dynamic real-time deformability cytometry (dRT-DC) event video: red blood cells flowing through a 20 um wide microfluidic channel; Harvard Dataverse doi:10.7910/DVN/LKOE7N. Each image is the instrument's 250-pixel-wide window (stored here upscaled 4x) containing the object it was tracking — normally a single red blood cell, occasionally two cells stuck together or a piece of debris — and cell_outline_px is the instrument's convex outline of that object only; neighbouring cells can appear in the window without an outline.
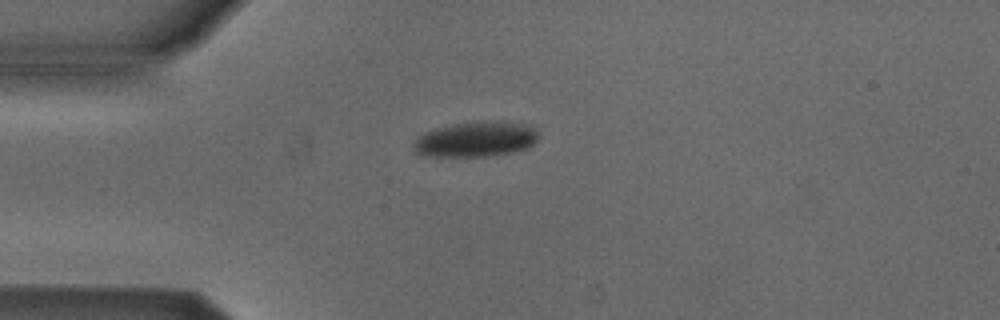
{"species": "Egyptian fruit bat (a non-hibernating species)", "species_latin": "Rousettus aegyptiacus", "temperature_condition": "cold", "stored_images_in_passage": 3, "camera_frame_rate_fps": 3000, "um_per_image_px": 0.085, "animal": {"sex": "male"}, "frame": {"image": 1, "passage_image": 1, "time_ms": 0.0, "image_size_px": [1000, 320], "cell_outline_px": [[540, 136], [528, 148], [512, 152], [488, 156], [424, 156], [416, 152], [412, 148], [412, 144], [420, 136], [436, 128], [452, 124], [480, 120], [524, 124], [532, 128]], "centroid_in_image_um": [40.43, 11.84], "position_along_channel_um": 44.6, "area_um2": 25.43}}
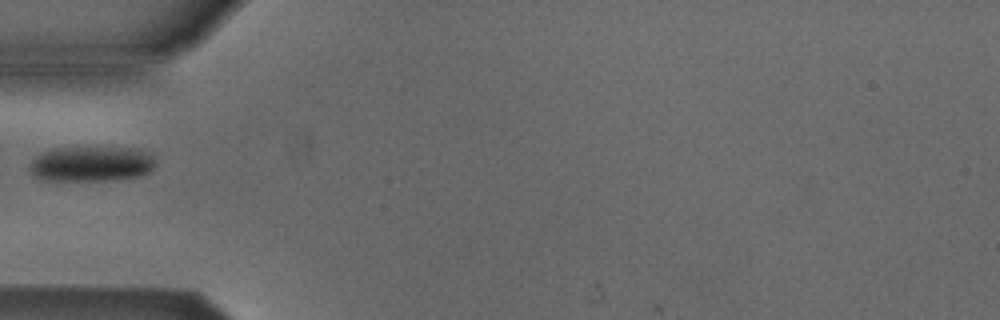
{"frame": {"image": 2, "passage_image": 2, "time_ms": 1.333, "image_size_px": [1000, 320], "cell_outline_px": [[156, 164], [148, 172], [140, 176], [116, 180], [44, 180], [32, 176], [28, 168], [32, 160], [36, 156], [52, 148], [136, 148], [152, 152]], "centroid_in_image_um": [7.78, 13.93], "position_along_channel_um": 77.2, "area_um2": 26.07}}